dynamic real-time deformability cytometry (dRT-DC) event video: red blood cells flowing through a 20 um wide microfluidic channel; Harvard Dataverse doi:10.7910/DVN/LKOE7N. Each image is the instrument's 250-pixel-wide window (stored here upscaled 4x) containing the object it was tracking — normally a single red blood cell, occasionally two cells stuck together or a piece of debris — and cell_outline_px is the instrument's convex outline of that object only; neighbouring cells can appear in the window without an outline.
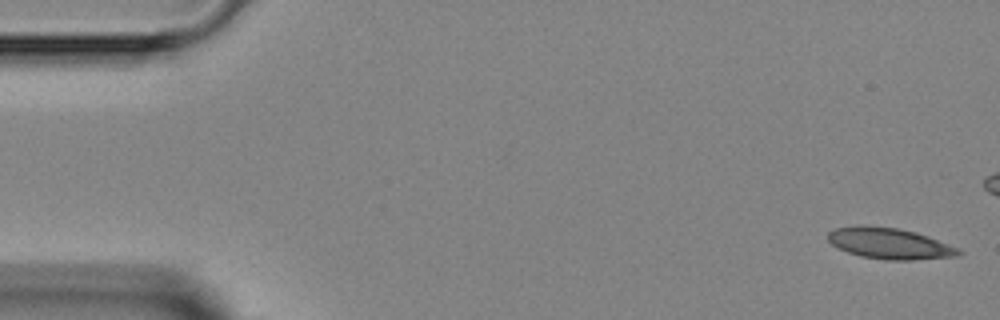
{"species": "Egyptian fruit bat (a non-hibernating species)", "species_latin": "Rousettus aegyptiacus", "temperature_condition": "room temperature", "stored_images_in_passage": 5, "camera_frame_rate_fps": 3000, "um_per_image_px": 0.085, "animal": {"sex": "female"}, "frame": {"image": 1, "passage_image": 1, "time_ms": 0.0, "image_size_px": [1000, 320], "cell_outline_px": [[964, 252], [960, 256], [912, 260], [888, 260], [860, 256], [848, 252], [832, 244], [828, 240], [828, 232], [836, 228], [896, 228], [916, 232], [928, 236], [960, 248]], "centroid_in_image_um": [75.74, 20.74], "position_along_channel_um": 9.3, "area_um2": 22.95}}
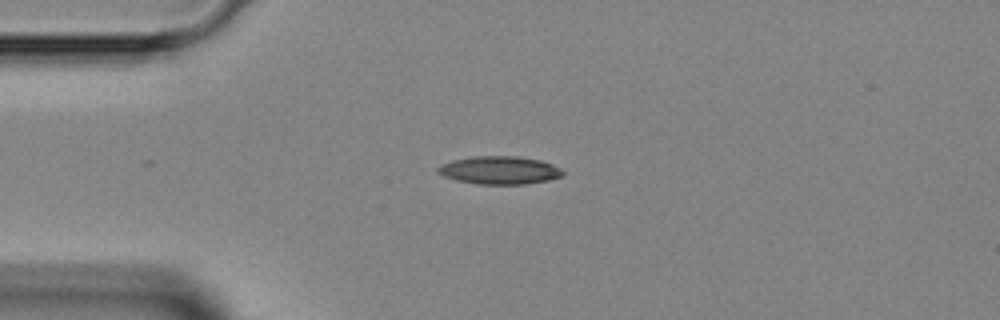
{"frame": {"image": 2, "passage_image": 5, "time_ms": 5.0, "image_size_px": [1000, 320], "cell_outline_px": [[564, 172], [560, 176], [548, 180], [524, 184], [480, 184], [456, 180], [444, 176], [436, 172], [436, 168], [440, 164], [452, 160], [472, 156], [516, 156], [540, 160], [552, 164], [560, 168]], "centroid_in_image_um": [42.41, 14.46], "position_along_channel_um": 42.6, "area_um2": 20.35}}